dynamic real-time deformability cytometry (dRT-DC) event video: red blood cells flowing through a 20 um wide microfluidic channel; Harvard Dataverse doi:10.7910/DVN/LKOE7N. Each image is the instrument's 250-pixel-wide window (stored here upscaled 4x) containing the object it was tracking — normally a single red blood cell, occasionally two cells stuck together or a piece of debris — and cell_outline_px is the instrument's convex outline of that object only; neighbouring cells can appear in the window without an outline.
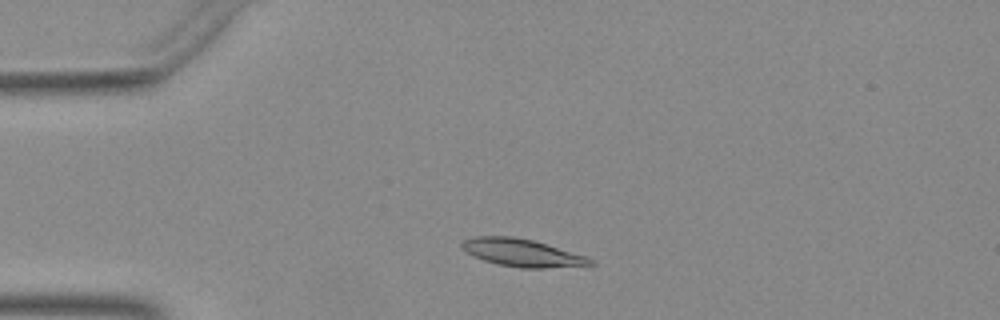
{"species": "Egyptian fruit bat (a non-hibernating species)", "species_latin": "Rousettus aegyptiacus", "temperature_condition": "warm", "stored_images_in_passage": 45, "camera_frame_rate_fps": 3000, "um_per_image_px": 0.085, "animal": {"sex": "female"}, "frame": {"image": 1, "passage_image": 6, "time_ms": 1.667, "image_size_px": [1000, 320], "cell_outline_px": [[596, 264], [544, 268], [520, 268], [496, 264], [472, 256], [460, 248], [460, 244], [464, 240], [476, 236], [512, 236], [532, 240], [588, 256], [596, 260]], "centroid_in_image_um": [44.37, 21.49], "position_along_channel_um": 40.6, "area_um2": 20.81}}
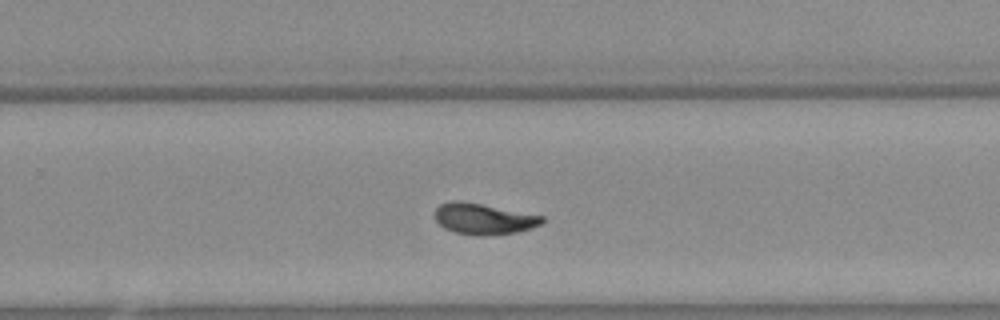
{"frame": {"image": 2, "passage_image": 27, "time_ms": 8.667, "image_size_px": [1000, 320], "cell_outline_px": [[544, 220], [540, 224], [532, 228], [516, 232], [488, 236], [476, 236], [456, 232], [444, 228], [436, 220], [436, 208], [440, 204], [452, 200], [460, 200], [544, 216]], "centroid_in_image_um": [41.1, 18.61], "position_along_channel_um": 288.7, "area_um2": 19.31}}
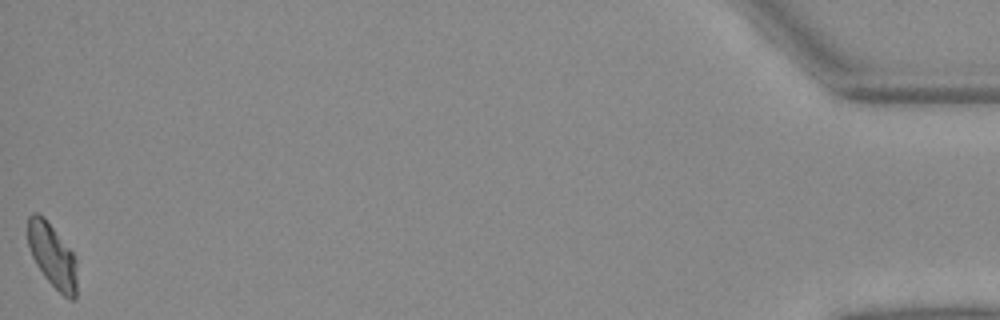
{"frame": {"image": 3, "passage_image": 45, "time_ms": 14.667, "image_size_px": [1000, 320], "cell_outline_px": [[76, 296], [72, 300], [68, 300], [44, 276], [36, 264], [32, 256], [28, 244], [28, 216], [32, 212], [36, 212], [44, 216], [72, 252], [76, 260]], "centroid_in_image_um": [4.44, 21.71], "position_along_channel_um": 430.8, "area_um2": 18.15}}